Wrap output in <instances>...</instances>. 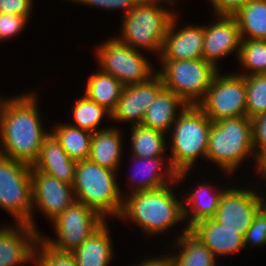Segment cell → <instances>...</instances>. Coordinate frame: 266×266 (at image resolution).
<instances>
[{"label":"cell","mask_w":266,"mask_h":266,"mask_svg":"<svg viewBox=\"0 0 266 266\" xmlns=\"http://www.w3.org/2000/svg\"><path fill=\"white\" fill-rule=\"evenodd\" d=\"M130 266H175L172 258L167 254H162L159 257L143 258L139 263H134Z\"/></svg>","instance_id":"ab89813d"},{"label":"cell","mask_w":266,"mask_h":266,"mask_svg":"<svg viewBox=\"0 0 266 266\" xmlns=\"http://www.w3.org/2000/svg\"><path fill=\"white\" fill-rule=\"evenodd\" d=\"M232 185L234 186H229L221 195L218 210L213 218L224 228L238 230L239 234L245 237L254 216L263 206V198L258 191L259 185L257 188L253 184V188L235 183Z\"/></svg>","instance_id":"7c38bea8"},{"label":"cell","mask_w":266,"mask_h":266,"mask_svg":"<svg viewBox=\"0 0 266 266\" xmlns=\"http://www.w3.org/2000/svg\"><path fill=\"white\" fill-rule=\"evenodd\" d=\"M33 5L34 0H0V13L32 17Z\"/></svg>","instance_id":"8d00e7d4"},{"label":"cell","mask_w":266,"mask_h":266,"mask_svg":"<svg viewBox=\"0 0 266 266\" xmlns=\"http://www.w3.org/2000/svg\"><path fill=\"white\" fill-rule=\"evenodd\" d=\"M93 50L97 68L115 77L123 86L147 82L156 74L157 69L145 53L122 43L115 36L101 42Z\"/></svg>","instance_id":"52a82bcc"},{"label":"cell","mask_w":266,"mask_h":266,"mask_svg":"<svg viewBox=\"0 0 266 266\" xmlns=\"http://www.w3.org/2000/svg\"><path fill=\"white\" fill-rule=\"evenodd\" d=\"M246 116L266 113V73L245 75Z\"/></svg>","instance_id":"1f68e13d"},{"label":"cell","mask_w":266,"mask_h":266,"mask_svg":"<svg viewBox=\"0 0 266 266\" xmlns=\"http://www.w3.org/2000/svg\"><path fill=\"white\" fill-rule=\"evenodd\" d=\"M131 156L151 158L169 157L167 136L143 125L130 126ZM167 150V151H166Z\"/></svg>","instance_id":"4316f807"},{"label":"cell","mask_w":266,"mask_h":266,"mask_svg":"<svg viewBox=\"0 0 266 266\" xmlns=\"http://www.w3.org/2000/svg\"><path fill=\"white\" fill-rule=\"evenodd\" d=\"M107 220L94 231L72 254L78 266H109L113 262L114 246Z\"/></svg>","instance_id":"d4e9b609"},{"label":"cell","mask_w":266,"mask_h":266,"mask_svg":"<svg viewBox=\"0 0 266 266\" xmlns=\"http://www.w3.org/2000/svg\"><path fill=\"white\" fill-rule=\"evenodd\" d=\"M77 161L71 159L50 131L44 138L37 160L32 167L73 185Z\"/></svg>","instance_id":"44dd1931"},{"label":"cell","mask_w":266,"mask_h":266,"mask_svg":"<svg viewBox=\"0 0 266 266\" xmlns=\"http://www.w3.org/2000/svg\"><path fill=\"white\" fill-rule=\"evenodd\" d=\"M41 233L26 223L0 225V266L34 263Z\"/></svg>","instance_id":"2e32d148"},{"label":"cell","mask_w":266,"mask_h":266,"mask_svg":"<svg viewBox=\"0 0 266 266\" xmlns=\"http://www.w3.org/2000/svg\"><path fill=\"white\" fill-rule=\"evenodd\" d=\"M265 188H266V184H265ZM263 191H264V190L262 189V191H261L262 193H261V194H262V198H263V206L266 207V193L263 192ZM264 193H265V194H264Z\"/></svg>","instance_id":"7bdbcfd3"},{"label":"cell","mask_w":266,"mask_h":266,"mask_svg":"<svg viewBox=\"0 0 266 266\" xmlns=\"http://www.w3.org/2000/svg\"><path fill=\"white\" fill-rule=\"evenodd\" d=\"M245 249L264 247L266 245V207L262 208L254 216L251 226L244 237ZM248 245V247H247Z\"/></svg>","instance_id":"836d02e7"},{"label":"cell","mask_w":266,"mask_h":266,"mask_svg":"<svg viewBox=\"0 0 266 266\" xmlns=\"http://www.w3.org/2000/svg\"><path fill=\"white\" fill-rule=\"evenodd\" d=\"M66 2L68 1L69 3H75L76 5L79 3L80 5H87L92 7H96L97 9L101 8L106 11V0H65Z\"/></svg>","instance_id":"b9f144b4"},{"label":"cell","mask_w":266,"mask_h":266,"mask_svg":"<svg viewBox=\"0 0 266 266\" xmlns=\"http://www.w3.org/2000/svg\"><path fill=\"white\" fill-rule=\"evenodd\" d=\"M74 100L75 101L71 109V115L73 116L72 120L74 123L70 121V123H68L69 125L91 133L107 129L106 126L105 128L104 126L101 128L100 125L105 117L111 120L112 113L110 111L89 100L84 94Z\"/></svg>","instance_id":"f546056e"},{"label":"cell","mask_w":266,"mask_h":266,"mask_svg":"<svg viewBox=\"0 0 266 266\" xmlns=\"http://www.w3.org/2000/svg\"><path fill=\"white\" fill-rule=\"evenodd\" d=\"M140 0H106V10H123V16L128 14Z\"/></svg>","instance_id":"f35d334b"},{"label":"cell","mask_w":266,"mask_h":266,"mask_svg":"<svg viewBox=\"0 0 266 266\" xmlns=\"http://www.w3.org/2000/svg\"><path fill=\"white\" fill-rule=\"evenodd\" d=\"M189 231L206 245L216 259L241 252L245 249L244 236L238 230H230L220 225L214 218L199 221Z\"/></svg>","instance_id":"ffe728a7"},{"label":"cell","mask_w":266,"mask_h":266,"mask_svg":"<svg viewBox=\"0 0 266 266\" xmlns=\"http://www.w3.org/2000/svg\"><path fill=\"white\" fill-rule=\"evenodd\" d=\"M250 0H209L213 15L233 16Z\"/></svg>","instance_id":"74e56055"},{"label":"cell","mask_w":266,"mask_h":266,"mask_svg":"<svg viewBox=\"0 0 266 266\" xmlns=\"http://www.w3.org/2000/svg\"><path fill=\"white\" fill-rule=\"evenodd\" d=\"M178 184L176 179L158 189L124 195L122 211L117 219L126 223L132 221L149 239L184 224L182 193L180 191L178 196L172 188L179 187Z\"/></svg>","instance_id":"7a4b0ae2"},{"label":"cell","mask_w":266,"mask_h":266,"mask_svg":"<svg viewBox=\"0 0 266 266\" xmlns=\"http://www.w3.org/2000/svg\"><path fill=\"white\" fill-rule=\"evenodd\" d=\"M117 173L89 159L77 161L72 185L76 201L92 208L105 220L117 219L125 194L121 191Z\"/></svg>","instance_id":"8992f818"},{"label":"cell","mask_w":266,"mask_h":266,"mask_svg":"<svg viewBox=\"0 0 266 266\" xmlns=\"http://www.w3.org/2000/svg\"><path fill=\"white\" fill-rule=\"evenodd\" d=\"M105 221L92 208L74 201L62 214L50 222L57 237H47L41 233L40 238L57 251L72 253Z\"/></svg>","instance_id":"30bf717a"},{"label":"cell","mask_w":266,"mask_h":266,"mask_svg":"<svg viewBox=\"0 0 266 266\" xmlns=\"http://www.w3.org/2000/svg\"><path fill=\"white\" fill-rule=\"evenodd\" d=\"M211 183L203 181L198 186H191L188 193L181 190L182 196L184 195L182 199L185 225L188 229L195 223L216 215L221 195L230 184L227 182L220 186V183Z\"/></svg>","instance_id":"d6986e66"},{"label":"cell","mask_w":266,"mask_h":266,"mask_svg":"<svg viewBox=\"0 0 266 266\" xmlns=\"http://www.w3.org/2000/svg\"><path fill=\"white\" fill-rule=\"evenodd\" d=\"M187 104L171 89L163 87L148 107L141 125L168 136L172 125Z\"/></svg>","instance_id":"603a6c76"},{"label":"cell","mask_w":266,"mask_h":266,"mask_svg":"<svg viewBox=\"0 0 266 266\" xmlns=\"http://www.w3.org/2000/svg\"><path fill=\"white\" fill-rule=\"evenodd\" d=\"M0 208L15 223L32 220L31 165L0 155Z\"/></svg>","instance_id":"9c48e42d"},{"label":"cell","mask_w":266,"mask_h":266,"mask_svg":"<svg viewBox=\"0 0 266 266\" xmlns=\"http://www.w3.org/2000/svg\"><path fill=\"white\" fill-rule=\"evenodd\" d=\"M130 157L134 167L132 165L131 173L127 177L129 192L127 191L126 195L158 189L176 180V172L170 166L169 157Z\"/></svg>","instance_id":"ac0fdd59"},{"label":"cell","mask_w":266,"mask_h":266,"mask_svg":"<svg viewBox=\"0 0 266 266\" xmlns=\"http://www.w3.org/2000/svg\"><path fill=\"white\" fill-rule=\"evenodd\" d=\"M256 166L255 170H256V174L255 177L257 175L256 178H258L257 182L254 181L255 184L258 185V183L260 182V189L259 191H261V187H263L261 184L262 183H266V150L262 151L257 157H256ZM263 182H262V181ZM262 182V183H261Z\"/></svg>","instance_id":"60d3db41"},{"label":"cell","mask_w":266,"mask_h":266,"mask_svg":"<svg viewBox=\"0 0 266 266\" xmlns=\"http://www.w3.org/2000/svg\"><path fill=\"white\" fill-rule=\"evenodd\" d=\"M118 127L96 131L92 135L89 160L101 167L118 172L123 153V134Z\"/></svg>","instance_id":"cb8c5ba5"},{"label":"cell","mask_w":266,"mask_h":266,"mask_svg":"<svg viewBox=\"0 0 266 266\" xmlns=\"http://www.w3.org/2000/svg\"><path fill=\"white\" fill-rule=\"evenodd\" d=\"M221 72L216 73L206 95L197 104L212 122L246 116L245 76Z\"/></svg>","instance_id":"8fae6325"},{"label":"cell","mask_w":266,"mask_h":266,"mask_svg":"<svg viewBox=\"0 0 266 266\" xmlns=\"http://www.w3.org/2000/svg\"><path fill=\"white\" fill-rule=\"evenodd\" d=\"M183 226V230H180L178 234L175 235V237H177L174 238L176 240L173 239L170 249H168V251H170L168 252L166 250L167 254L172 258L174 265L222 266L217 264L218 260L214 257L211 250L195 237L185 224Z\"/></svg>","instance_id":"7402d4cb"},{"label":"cell","mask_w":266,"mask_h":266,"mask_svg":"<svg viewBox=\"0 0 266 266\" xmlns=\"http://www.w3.org/2000/svg\"><path fill=\"white\" fill-rule=\"evenodd\" d=\"M211 125L210 118L197 105H187L172 125L167 136L168 156L178 183L186 181L198 159L206 161Z\"/></svg>","instance_id":"3957f363"},{"label":"cell","mask_w":266,"mask_h":266,"mask_svg":"<svg viewBox=\"0 0 266 266\" xmlns=\"http://www.w3.org/2000/svg\"><path fill=\"white\" fill-rule=\"evenodd\" d=\"M238 60L245 76L266 73V40L242 39Z\"/></svg>","instance_id":"4dcf8cb0"},{"label":"cell","mask_w":266,"mask_h":266,"mask_svg":"<svg viewBox=\"0 0 266 266\" xmlns=\"http://www.w3.org/2000/svg\"><path fill=\"white\" fill-rule=\"evenodd\" d=\"M52 127L51 132L71 159L80 161L89 158L93 133L68 123H57Z\"/></svg>","instance_id":"f1b7e54d"},{"label":"cell","mask_w":266,"mask_h":266,"mask_svg":"<svg viewBox=\"0 0 266 266\" xmlns=\"http://www.w3.org/2000/svg\"><path fill=\"white\" fill-rule=\"evenodd\" d=\"M97 69L86 78L83 94L112 113L116 109L124 86L112 75Z\"/></svg>","instance_id":"484cf974"},{"label":"cell","mask_w":266,"mask_h":266,"mask_svg":"<svg viewBox=\"0 0 266 266\" xmlns=\"http://www.w3.org/2000/svg\"><path fill=\"white\" fill-rule=\"evenodd\" d=\"M215 22L204 26L203 59L217 70L223 58L235 55L238 58L241 47V35L237 20L234 16L215 15Z\"/></svg>","instance_id":"5bb4252c"},{"label":"cell","mask_w":266,"mask_h":266,"mask_svg":"<svg viewBox=\"0 0 266 266\" xmlns=\"http://www.w3.org/2000/svg\"><path fill=\"white\" fill-rule=\"evenodd\" d=\"M252 120L253 147L256 157L266 150V113L255 116Z\"/></svg>","instance_id":"d590c367"},{"label":"cell","mask_w":266,"mask_h":266,"mask_svg":"<svg viewBox=\"0 0 266 266\" xmlns=\"http://www.w3.org/2000/svg\"><path fill=\"white\" fill-rule=\"evenodd\" d=\"M33 266H78L72 253L53 249L41 238L38 240Z\"/></svg>","instance_id":"d6a6232c"},{"label":"cell","mask_w":266,"mask_h":266,"mask_svg":"<svg viewBox=\"0 0 266 266\" xmlns=\"http://www.w3.org/2000/svg\"><path fill=\"white\" fill-rule=\"evenodd\" d=\"M256 162L252 120L247 116L224 118L212 122L206 162L216 164L220 173L231 177L246 159ZM223 171V172H222Z\"/></svg>","instance_id":"5b68a950"},{"label":"cell","mask_w":266,"mask_h":266,"mask_svg":"<svg viewBox=\"0 0 266 266\" xmlns=\"http://www.w3.org/2000/svg\"><path fill=\"white\" fill-rule=\"evenodd\" d=\"M178 13L175 14L167 29L159 60H194L203 58L204 26L203 24H179Z\"/></svg>","instance_id":"e0dca14e"},{"label":"cell","mask_w":266,"mask_h":266,"mask_svg":"<svg viewBox=\"0 0 266 266\" xmlns=\"http://www.w3.org/2000/svg\"><path fill=\"white\" fill-rule=\"evenodd\" d=\"M31 180L33 210L32 220L28 224L36 231L42 233L35 224L34 214L38 211L49 222H52L76 201V199L72 185L64 183L54 176L38 171L32 166Z\"/></svg>","instance_id":"4fadbf2b"},{"label":"cell","mask_w":266,"mask_h":266,"mask_svg":"<svg viewBox=\"0 0 266 266\" xmlns=\"http://www.w3.org/2000/svg\"><path fill=\"white\" fill-rule=\"evenodd\" d=\"M233 16L242 39L266 40V0H250Z\"/></svg>","instance_id":"83f0119b"},{"label":"cell","mask_w":266,"mask_h":266,"mask_svg":"<svg viewBox=\"0 0 266 266\" xmlns=\"http://www.w3.org/2000/svg\"><path fill=\"white\" fill-rule=\"evenodd\" d=\"M167 5V6H166ZM177 0H140L121 22L119 41L158 59ZM166 6V7H165ZM169 6V8H168Z\"/></svg>","instance_id":"277c9868"},{"label":"cell","mask_w":266,"mask_h":266,"mask_svg":"<svg viewBox=\"0 0 266 266\" xmlns=\"http://www.w3.org/2000/svg\"><path fill=\"white\" fill-rule=\"evenodd\" d=\"M37 92L30 90L6 97L0 110V155L33 165L44 138V118L38 106ZM39 108V109H38ZM49 131V132H48Z\"/></svg>","instance_id":"6da1fadb"},{"label":"cell","mask_w":266,"mask_h":266,"mask_svg":"<svg viewBox=\"0 0 266 266\" xmlns=\"http://www.w3.org/2000/svg\"><path fill=\"white\" fill-rule=\"evenodd\" d=\"M156 73L164 87L174 91L187 105H197L206 95L219 71L203 58L160 60Z\"/></svg>","instance_id":"ba28073f"},{"label":"cell","mask_w":266,"mask_h":266,"mask_svg":"<svg viewBox=\"0 0 266 266\" xmlns=\"http://www.w3.org/2000/svg\"><path fill=\"white\" fill-rule=\"evenodd\" d=\"M163 87V81L157 73L147 82L124 86L111 121L140 125L148 107Z\"/></svg>","instance_id":"9a60e30c"},{"label":"cell","mask_w":266,"mask_h":266,"mask_svg":"<svg viewBox=\"0 0 266 266\" xmlns=\"http://www.w3.org/2000/svg\"><path fill=\"white\" fill-rule=\"evenodd\" d=\"M5 98H6V97H4V96H1V97H0V110H1V106H2V103H3V101H4Z\"/></svg>","instance_id":"ee69618b"},{"label":"cell","mask_w":266,"mask_h":266,"mask_svg":"<svg viewBox=\"0 0 266 266\" xmlns=\"http://www.w3.org/2000/svg\"><path fill=\"white\" fill-rule=\"evenodd\" d=\"M31 18L0 13V42L11 40L22 33Z\"/></svg>","instance_id":"e575fe53"}]
</instances>
